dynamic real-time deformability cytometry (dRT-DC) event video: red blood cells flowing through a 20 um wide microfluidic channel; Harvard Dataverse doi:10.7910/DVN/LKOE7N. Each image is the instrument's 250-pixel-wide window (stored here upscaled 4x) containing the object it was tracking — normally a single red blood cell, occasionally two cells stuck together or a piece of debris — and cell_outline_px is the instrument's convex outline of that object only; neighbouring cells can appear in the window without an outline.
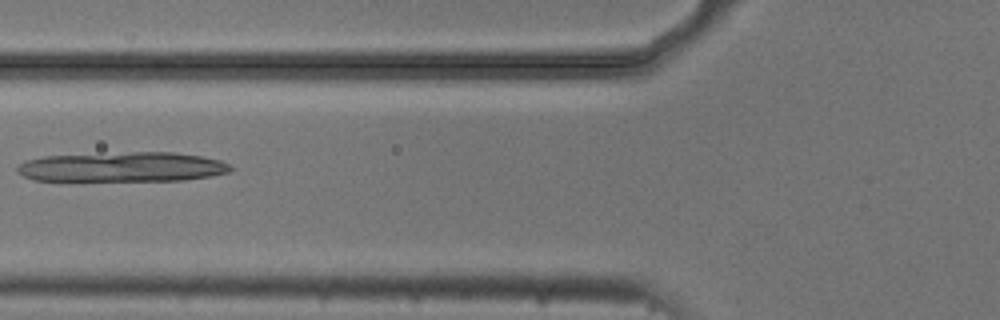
{"species": "common noctule bat (a hibernating species)", "species_latin": "Nyctalus noctula", "temperature_condition": "cold", "stored_images_in_passage": 6, "camera_frame_rate_fps": 3000, "um_per_image_px": 0.085, "animal": {"sex": "male", "body_mass_g": 20.5, "forearm_length_mm": 52.5}, "frame": {"image": 1, "passage_image": 5, "time_ms": 1.333, "image_size_px": [1000, 320], "cell_outline_px": [[232, 168], [228, 172], [208, 176], [184, 180], [32, 180], [16, 172], [16, 168], [24, 160], [44, 156], [132, 152], [172, 152], [200, 156], [220, 160], [228, 164]], "centroid_in_image_um": [10.36, 14.18], "position_along_channel_um": 115.4, "area_um2": 36.65}}
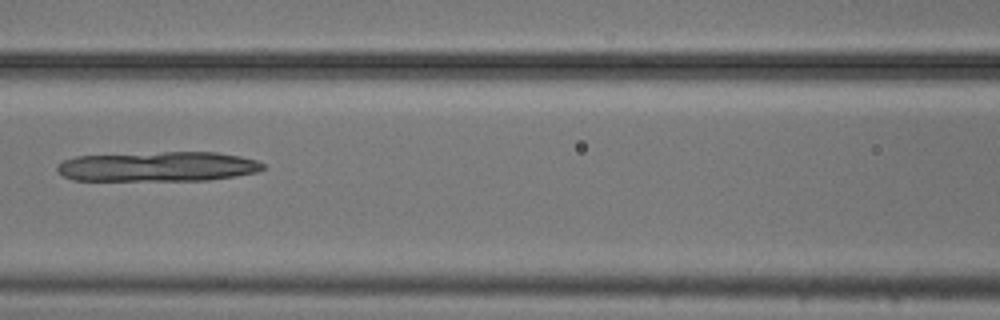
{"frame": {"image": 2, "passage_image": 6, "time_ms": 1.667, "image_size_px": [1000, 320], "cell_outline_px": [[264, 168], [256, 172], [236, 176], [208, 180], [72, 180], [64, 176], [56, 168], [56, 164], [64, 160], [76, 156], [164, 152], [216, 152], [240, 156], [256, 160], [264, 164]], "centroid_in_image_um": [13.43, 14.15], "position_along_channel_um": 153.2, "area_um2": 35.66}}